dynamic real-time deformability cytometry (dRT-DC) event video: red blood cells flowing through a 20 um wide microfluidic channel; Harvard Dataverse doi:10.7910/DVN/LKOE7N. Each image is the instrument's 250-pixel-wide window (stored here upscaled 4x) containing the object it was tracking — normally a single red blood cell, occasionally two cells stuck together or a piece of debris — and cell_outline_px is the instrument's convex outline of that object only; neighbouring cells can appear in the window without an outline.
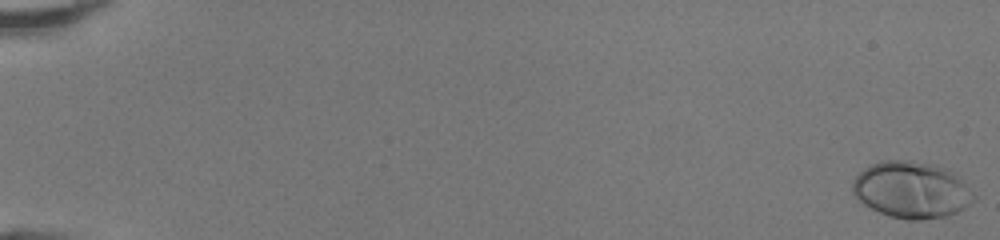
{"species": "human", "species_latin": "Homo sapiens", "temperature_condition": "room temperature", "stored_images_in_passage": 48, "camera_frame_rate_fps": 3000, "um_per_image_px": 0.085, "donor": {"sex": "female"}, "frame": {"image": 1, "passage_image": 1, "time_ms": 0.0, "image_size_px": [1000, 240], "cell_outline_px": [[976, 200], [964, 208], [956, 212], [944, 216], [920, 220], [908, 220], [892, 216], [880, 212], [864, 204], [852, 192], [852, 180], [864, 168], [880, 160], [908, 160], [936, 164], [948, 168], [976, 196]], "centroid_in_image_um": [77.47, 16.12], "position_along_channel_um": 7.5, "area_um2": 39.82}}
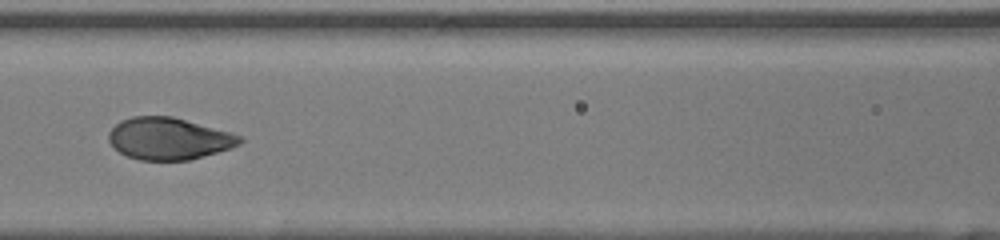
{"frame": {"image": 2, "passage_image": 25, "time_ms": 8.0, "image_size_px": [1000, 240], "cell_outline_px": [[244, 140], [240, 144], [216, 152], [188, 160], [140, 160], [128, 156], [120, 152], [108, 140], [108, 132], [120, 120], [132, 116], [172, 116], [244, 136]], "centroid_in_image_um": [14.34, 11.77], "position_along_channel_um": 152.3, "area_um2": 31.85}}
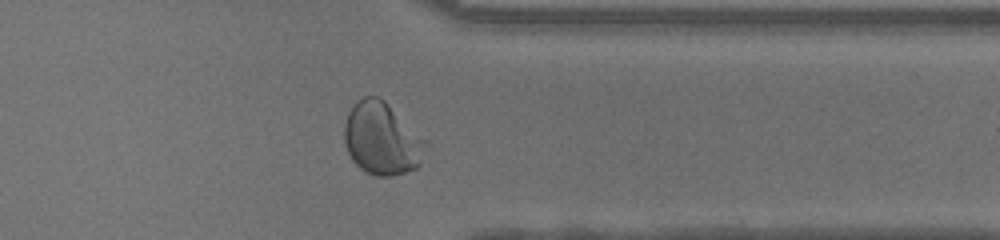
{"frame": {"image": 3, "passage_image": 41, "time_ms": 13.333, "image_size_px": [1000, 240], "cell_outline_px": [[428, 140], [420, 164], [416, 168], [392, 176], [376, 176], [364, 172], [352, 160], [344, 144], [344, 124], [348, 112], [364, 96], [380, 96]], "centroid_in_image_um": [32.47, 11.79], "position_along_channel_um": 378.9, "area_um2": 34.56}}